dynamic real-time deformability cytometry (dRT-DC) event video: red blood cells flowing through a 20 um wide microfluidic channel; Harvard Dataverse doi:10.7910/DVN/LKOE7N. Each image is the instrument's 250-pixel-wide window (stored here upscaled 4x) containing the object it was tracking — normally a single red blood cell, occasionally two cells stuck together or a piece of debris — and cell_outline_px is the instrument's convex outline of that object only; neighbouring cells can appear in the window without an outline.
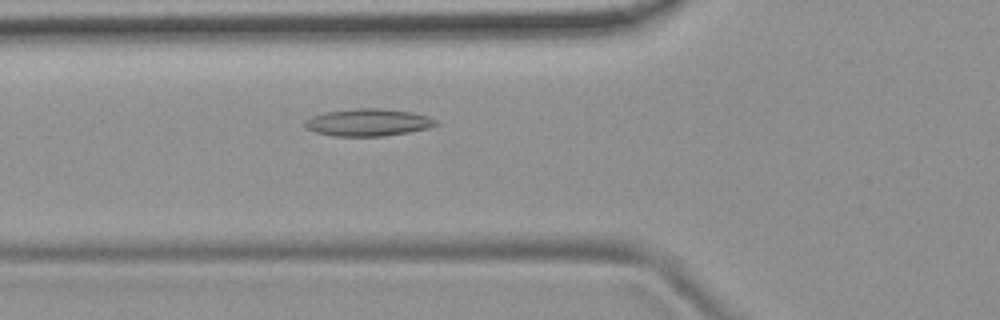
{"species": "common noctule bat (a hibernating species)", "species_latin": "Nyctalus noctula", "temperature_condition": "room temperature", "stored_images_in_passage": 41, "camera_frame_rate_fps": 3000, "um_per_image_px": 0.085, "animal": {"sex": "female", "body_mass_g": 19.9}, "frame": {"image": 1, "passage_image": 7, "time_ms": 2.0, "image_size_px": [1000, 320], "cell_outline_px": [[440, 124], [428, 128], [408, 132], [384, 136], [336, 136], [316, 132], [308, 128], [304, 124], [304, 120], [312, 116], [324, 112], [352, 108], [380, 108], [412, 112], [428, 116], [436, 120]], "centroid_in_image_um": [31.3, 10.39], "position_along_channel_um": 94.5, "area_um2": 20.87}}
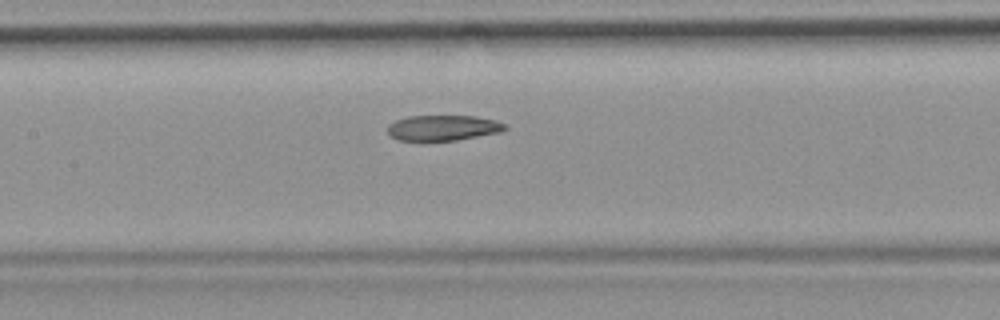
{"frame": {"image": 2, "passage_image": 13, "time_ms": 4.0, "image_size_px": [1000, 320], "cell_outline_px": [[508, 128], [500, 132], [456, 140], [400, 140], [392, 136], [388, 132], [388, 124], [396, 120], [408, 116], [476, 116], [496, 120], [504, 124]], "centroid_in_image_um": [37.67, 10.85], "position_along_channel_um": 169.7, "area_um2": 17.22}}
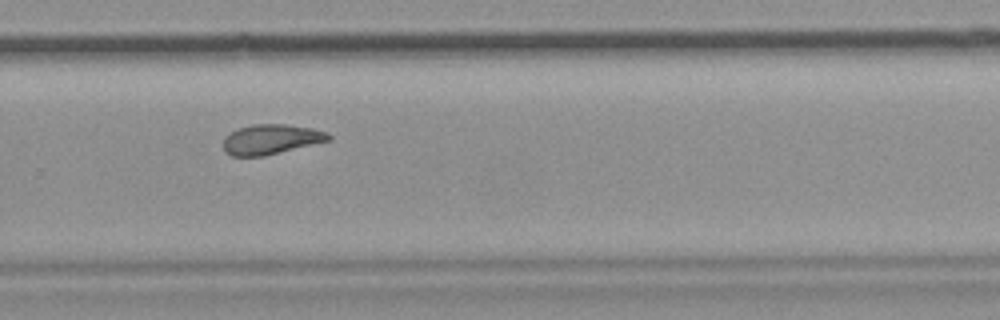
{"frame": {"image": 3, "passage_image": 24, "time_ms": 7.667, "image_size_px": [1000, 320], "cell_outline_px": [[332, 140], [264, 156], [232, 156], [224, 152], [224, 136], [240, 128], [252, 124], [284, 124], [312, 128], [328, 132], [332, 136]], "centroid_in_image_um": [23.07, 11.84], "position_along_channel_um": 306.7, "area_um2": 18.44}, "authors_computed_cell_mechanics": {"area_um2": 18.7272, "velocity_mm_per_s": 3.7509, "shape_relaxation_time_tau1_ms": null, "shape_relaxation_time_tau2_ms": 4.2479, "deformation_change_tau1": null, "deformation_change_tau2": 0.1099}}